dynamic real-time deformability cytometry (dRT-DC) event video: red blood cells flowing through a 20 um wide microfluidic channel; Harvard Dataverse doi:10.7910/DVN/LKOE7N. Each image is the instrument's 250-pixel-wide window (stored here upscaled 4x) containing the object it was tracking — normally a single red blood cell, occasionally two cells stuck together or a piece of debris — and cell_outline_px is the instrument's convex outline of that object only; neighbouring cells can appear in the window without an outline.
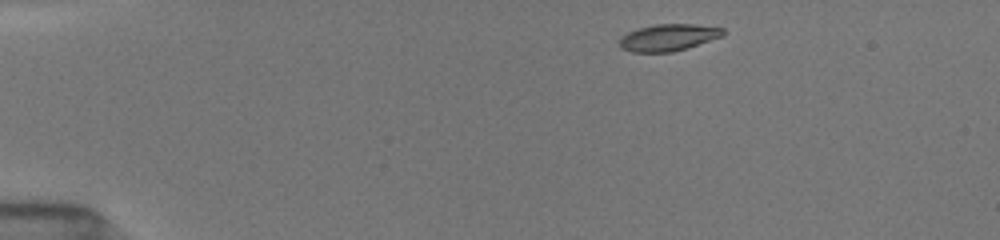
{"species": "common noctule bat (a hibernating species)", "species_latin": "Nyctalus noctula", "temperature_condition": "room temperature", "stored_images_in_passage": 7, "camera_frame_rate_fps": 3000, "um_per_image_px": 0.085, "animal": {"sex": "female", "body_mass_g": 19.5, "forearm_length_mm": 54.1}, "frame": {"image": 1, "passage_image": 1, "time_ms": 0.0, "image_size_px": [1000, 240], "cell_outline_px": [[724, 36], [688, 48], [672, 52], [632, 52], [620, 48], [620, 36], [636, 28], [652, 24], [692, 24], [724, 28]], "centroid_in_image_um": [56.8, 3.18], "position_along_channel_um": 28.2, "area_um2": 16.42}}
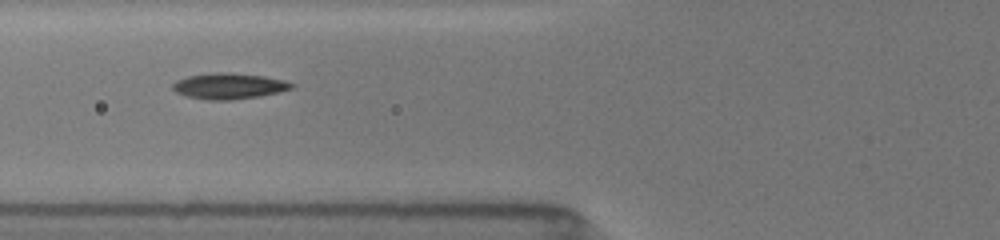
{"frame": {"image": 2, "passage_image": 5, "time_ms": 4.0, "image_size_px": [1000, 240], "cell_outline_px": [[296, 84], [292, 88], [280, 92], [260, 96], [232, 100], [208, 100], [184, 96], [176, 92], [172, 88], [172, 84], [176, 80], [188, 76], [212, 72], [228, 72], [264, 76], [284, 80]], "centroid_in_image_um": [19.45, 7.31], "position_along_channel_um": 106.3, "area_um2": 18.15}}
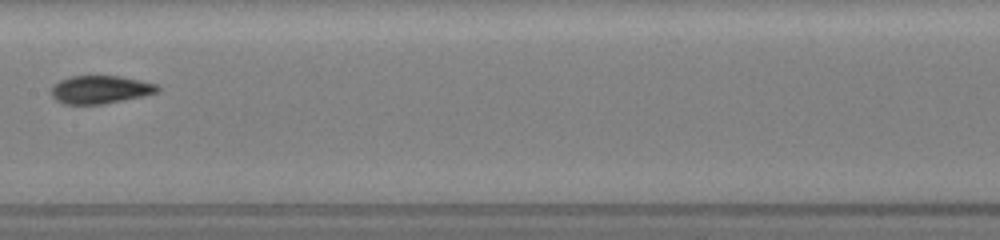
{"frame": {"image": 3, "passage_image": 7, "time_ms": 6.333, "image_size_px": [1000, 240], "cell_outline_px": [[160, 88], [156, 92], [140, 96], [100, 104], [64, 104], [56, 100], [52, 96], [52, 88], [60, 80], [72, 76], [120, 76], [156, 84]], "centroid_in_image_um": [8.49, 7.61], "position_along_channel_um": 198.9, "area_um2": 16.88}}